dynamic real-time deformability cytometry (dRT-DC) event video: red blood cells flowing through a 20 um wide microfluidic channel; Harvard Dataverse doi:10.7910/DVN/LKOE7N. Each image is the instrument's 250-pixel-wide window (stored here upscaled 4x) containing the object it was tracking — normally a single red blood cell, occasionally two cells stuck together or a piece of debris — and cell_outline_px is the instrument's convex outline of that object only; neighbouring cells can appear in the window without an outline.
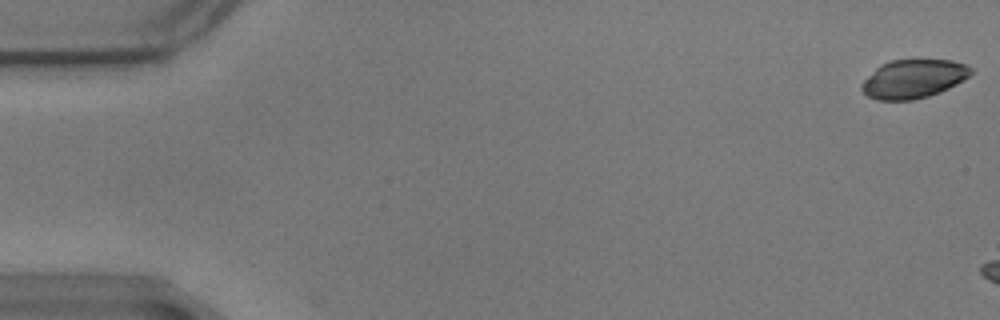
{"species": "common noctule bat (a hibernating species)", "species_latin": "Nyctalus noctula", "temperature_condition": "warm", "stored_images_in_passage": 17, "camera_frame_rate_fps": 3000, "um_per_image_px": 0.085, "animal": {"sex": "male", "body_mass_g": 17.9}, "frame": {"image": 1, "passage_image": 1, "time_ms": 0.0, "image_size_px": [1000, 320], "cell_outline_px": [[972, 72], [968, 76], [956, 84], [940, 92], [928, 96], [912, 100], [876, 100], [868, 96], [860, 88], [860, 84], [880, 64], [892, 60], [952, 60], [968, 64], [972, 68]], "centroid_in_image_um": [77.63, 6.7], "position_along_channel_um": 7.4, "area_um2": 24.57}}